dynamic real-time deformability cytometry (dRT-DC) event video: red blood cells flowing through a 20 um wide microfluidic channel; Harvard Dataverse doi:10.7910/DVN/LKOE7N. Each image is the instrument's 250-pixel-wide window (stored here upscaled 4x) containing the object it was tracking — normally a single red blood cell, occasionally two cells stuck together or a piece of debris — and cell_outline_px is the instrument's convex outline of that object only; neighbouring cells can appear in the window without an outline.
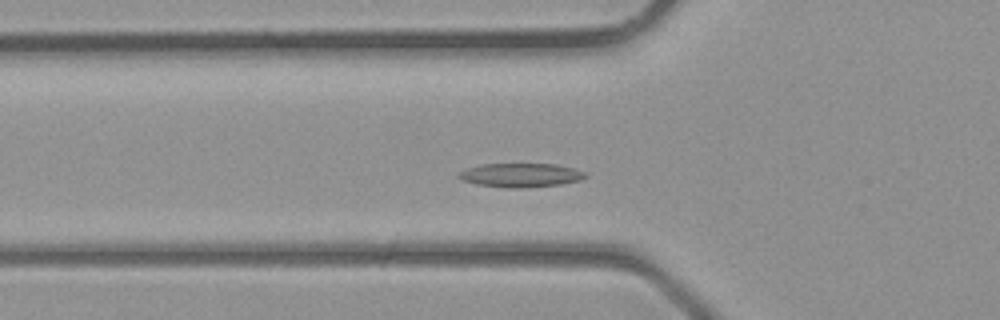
{"species": "common noctule bat (a hibernating species)", "species_latin": "Nyctalus noctula", "temperature_condition": "room temperature", "stored_images_in_passage": 38, "camera_frame_rate_fps": 3000, "um_per_image_px": 0.085, "animal": {"sex": "male", "body_mass_g": 23.1, "forearm_length_mm": 52.7}, "frame": {"image": 1, "passage_image": 11, "time_ms": 3.333, "image_size_px": [1000, 320], "cell_outline_px": [[588, 176], [580, 180], [560, 184], [524, 188], [508, 188], [476, 184], [460, 180], [456, 176], [456, 172], [480, 164], [556, 164], [572, 168], [584, 172]], "centroid_in_image_um": [44.19, 14.89], "position_along_channel_um": 81.6, "area_um2": 17.74}}
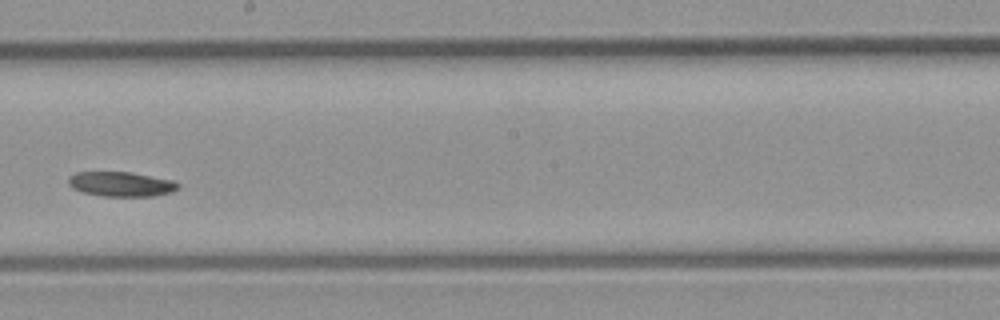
{"frame": {"image": 2, "passage_image": 20, "time_ms": 6.333, "image_size_px": [1000, 320], "cell_outline_px": [[180, 188], [172, 192], [156, 196], [104, 196], [84, 192], [72, 188], [68, 184], [68, 176], [76, 172], [128, 172], [172, 180], [180, 184]], "centroid_in_image_um": [10.3, 15.65], "position_along_channel_um": 237.9, "area_um2": 15.78}}
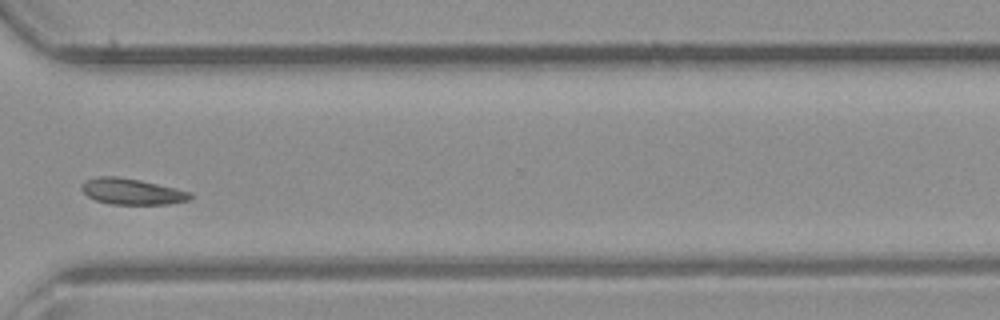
{"frame": {"image": 3, "passage_image": 27, "time_ms": 8.667, "image_size_px": [1000, 320], "cell_outline_px": [[192, 200], [168, 204], [112, 204], [96, 200], [88, 196], [80, 188], [88, 180], [96, 176], [116, 176], [140, 180], [176, 188], [192, 192]], "centroid_in_image_um": [11.27, 16.28], "position_along_channel_um": 359.3, "area_um2": 16.42}}